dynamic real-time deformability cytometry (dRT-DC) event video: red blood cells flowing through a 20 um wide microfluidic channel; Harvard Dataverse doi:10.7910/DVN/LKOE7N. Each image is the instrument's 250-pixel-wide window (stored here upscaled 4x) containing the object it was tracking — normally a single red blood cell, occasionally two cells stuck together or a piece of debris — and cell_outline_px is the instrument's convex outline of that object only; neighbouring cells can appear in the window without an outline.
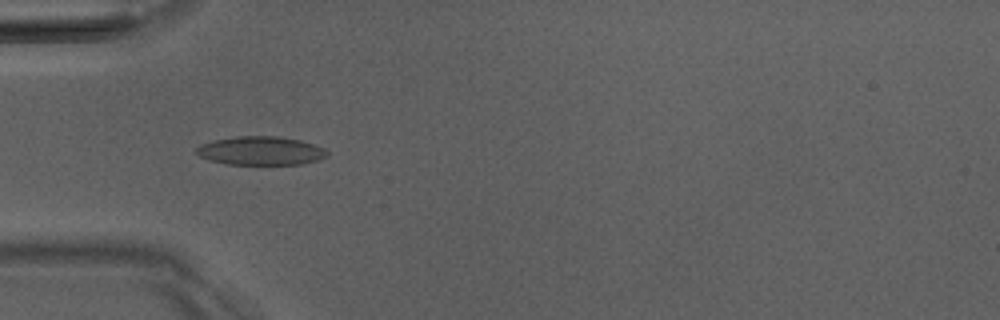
{"species": "Egyptian fruit bat (a non-hibernating species)", "species_latin": "Rousettus aegyptiacus", "temperature_condition": "room temperature", "stored_images_in_passage": 5, "camera_frame_rate_fps": 3000, "um_per_image_px": 0.085, "animal": {"sex": "male"}, "frame": {"image": 1, "passage_image": 5, "time_ms": 4.333, "image_size_px": [1000, 320], "cell_outline_px": [[328, 156], [316, 160], [300, 164], [224, 164], [208, 160], [200, 156], [196, 152], [196, 148], [200, 144], [212, 140], [236, 136], [276, 136], [300, 140], [324, 148], [328, 152]], "centroid_in_image_um": [22.12, 12.81], "position_along_channel_um": 62.9, "area_um2": 21.79}}